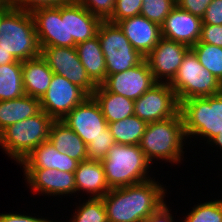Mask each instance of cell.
<instances>
[{"label":"cell","instance_id":"cell-37","mask_svg":"<svg viewBox=\"0 0 222 222\" xmlns=\"http://www.w3.org/2000/svg\"><path fill=\"white\" fill-rule=\"evenodd\" d=\"M74 0H11L13 8L32 13L39 8L59 7Z\"/></svg>","mask_w":222,"mask_h":222},{"label":"cell","instance_id":"cell-43","mask_svg":"<svg viewBox=\"0 0 222 222\" xmlns=\"http://www.w3.org/2000/svg\"><path fill=\"white\" fill-rule=\"evenodd\" d=\"M17 60L7 51L0 48V66L8 63L16 62Z\"/></svg>","mask_w":222,"mask_h":222},{"label":"cell","instance_id":"cell-27","mask_svg":"<svg viewBox=\"0 0 222 222\" xmlns=\"http://www.w3.org/2000/svg\"><path fill=\"white\" fill-rule=\"evenodd\" d=\"M147 122L138 116H129L123 120L108 123V127L116 144L139 145Z\"/></svg>","mask_w":222,"mask_h":222},{"label":"cell","instance_id":"cell-32","mask_svg":"<svg viewBox=\"0 0 222 222\" xmlns=\"http://www.w3.org/2000/svg\"><path fill=\"white\" fill-rule=\"evenodd\" d=\"M198 203L181 222H222V199Z\"/></svg>","mask_w":222,"mask_h":222},{"label":"cell","instance_id":"cell-6","mask_svg":"<svg viewBox=\"0 0 222 222\" xmlns=\"http://www.w3.org/2000/svg\"><path fill=\"white\" fill-rule=\"evenodd\" d=\"M179 111L186 138L203 137L208 143L222 131V92L185 100L180 104Z\"/></svg>","mask_w":222,"mask_h":222},{"label":"cell","instance_id":"cell-11","mask_svg":"<svg viewBox=\"0 0 222 222\" xmlns=\"http://www.w3.org/2000/svg\"><path fill=\"white\" fill-rule=\"evenodd\" d=\"M89 95L61 75L53 74L50 86L40 99L41 110L54 120H62Z\"/></svg>","mask_w":222,"mask_h":222},{"label":"cell","instance_id":"cell-9","mask_svg":"<svg viewBox=\"0 0 222 222\" xmlns=\"http://www.w3.org/2000/svg\"><path fill=\"white\" fill-rule=\"evenodd\" d=\"M62 121L68 125L86 145L99 136H112L108 122L93 96L70 111Z\"/></svg>","mask_w":222,"mask_h":222},{"label":"cell","instance_id":"cell-36","mask_svg":"<svg viewBox=\"0 0 222 222\" xmlns=\"http://www.w3.org/2000/svg\"><path fill=\"white\" fill-rule=\"evenodd\" d=\"M114 144L113 136H99L87 145L88 159L102 161Z\"/></svg>","mask_w":222,"mask_h":222},{"label":"cell","instance_id":"cell-8","mask_svg":"<svg viewBox=\"0 0 222 222\" xmlns=\"http://www.w3.org/2000/svg\"><path fill=\"white\" fill-rule=\"evenodd\" d=\"M40 55L54 74L63 76L92 96L97 85L88 76L75 47H42Z\"/></svg>","mask_w":222,"mask_h":222},{"label":"cell","instance_id":"cell-24","mask_svg":"<svg viewBox=\"0 0 222 222\" xmlns=\"http://www.w3.org/2000/svg\"><path fill=\"white\" fill-rule=\"evenodd\" d=\"M92 96L99 104L108 123L120 121L134 115V101L122 95L108 92L102 85H97Z\"/></svg>","mask_w":222,"mask_h":222},{"label":"cell","instance_id":"cell-42","mask_svg":"<svg viewBox=\"0 0 222 222\" xmlns=\"http://www.w3.org/2000/svg\"><path fill=\"white\" fill-rule=\"evenodd\" d=\"M171 209L164 203L157 211L150 215L143 222H175L174 216L171 214Z\"/></svg>","mask_w":222,"mask_h":222},{"label":"cell","instance_id":"cell-20","mask_svg":"<svg viewBox=\"0 0 222 222\" xmlns=\"http://www.w3.org/2000/svg\"><path fill=\"white\" fill-rule=\"evenodd\" d=\"M101 21L77 1L67 3L68 40L78 44L93 38L97 35Z\"/></svg>","mask_w":222,"mask_h":222},{"label":"cell","instance_id":"cell-44","mask_svg":"<svg viewBox=\"0 0 222 222\" xmlns=\"http://www.w3.org/2000/svg\"><path fill=\"white\" fill-rule=\"evenodd\" d=\"M207 144L211 145V147L216 146L218 149L222 150V131L217 136L212 138Z\"/></svg>","mask_w":222,"mask_h":222},{"label":"cell","instance_id":"cell-3","mask_svg":"<svg viewBox=\"0 0 222 222\" xmlns=\"http://www.w3.org/2000/svg\"><path fill=\"white\" fill-rule=\"evenodd\" d=\"M101 163L110 189L151 179L148 173L152 164L146 159L139 145L115 143Z\"/></svg>","mask_w":222,"mask_h":222},{"label":"cell","instance_id":"cell-40","mask_svg":"<svg viewBox=\"0 0 222 222\" xmlns=\"http://www.w3.org/2000/svg\"><path fill=\"white\" fill-rule=\"evenodd\" d=\"M202 24L222 25V0H213L207 7Z\"/></svg>","mask_w":222,"mask_h":222},{"label":"cell","instance_id":"cell-39","mask_svg":"<svg viewBox=\"0 0 222 222\" xmlns=\"http://www.w3.org/2000/svg\"><path fill=\"white\" fill-rule=\"evenodd\" d=\"M212 1L213 0H176V5L202 19L207 7Z\"/></svg>","mask_w":222,"mask_h":222},{"label":"cell","instance_id":"cell-21","mask_svg":"<svg viewBox=\"0 0 222 222\" xmlns=\"http://www.w3.org/2000/svg\"><path fill=\"white\" fill-rule=\"evenodd\" d=\"M53 72L40 56L22 61V77L25 95L41 99L50 86Z\"/></svg>","mask_w":222,"mask_h":222},{"label":"cell","instance_id":"cell-5","mask_svg":"<svg viewBox=\"0 0 222 222\" xmlns=\"http://www.w3.org/2000/svg\"><path fill=\"white\" fill-rule=\"evenodd\" d=\"M0 48L19 61L40 56L41 48L31 13L12 8L3 17L0 23Z\"/></svg>","mask_w":222,"mask_h":222},{"label":"cell","instance_id":"cell-30","mask_svg":"<svg viewBox=\"0 0 222 222\" xmlns=\"http://www.w3.org/2000/svg\"><path fill=\"white\" fill-rule=\"evenodd\" d=\"M107 76L124 72L142 63L145 57L139 51L103 52Z\"/></svg>","mask_w":222,"mask_h":222},{"label":"cell","instance_id":"cell-29","mask_svg":"<svg viewBox=\"0 0 222 222\" xmlns=\"http://www.w3.org/2000/svg\"><path fill=\"white\" fill-rule=\"evenodd\" d=\"M200 64L222 83V47L197 42L191 47Z\"/></svg>","mask_w":222,"mask_h":222},{"label":"cell","instance_id":"cell-23","mask_svg":"<svg viewBox=\"0 0 222 222\" xmlns=\"http://www.w3.org/2000/svg\"><path fill=\"white\" fill-rule=\"evenodd\" d=\"M78 57L90 79L101 85L107 78L105 57L100 46L98 35L76 46Z\"/></svg>","mask_w":222,"mask_h":222},{"label":"cell","instance_id":"cell-31","mask_svg":"<svg viewBox=\"0 0 222 222\" xmlns=\"http://www.w3.org/2000/svg\"><path fill=\"white\" fill-rule=\"evenodd\" d=\"M70 222H108L102 198H89L75 207Z\"/></svg>","mask_w":222,"mask_h":222},{"label":"cell","instance_id":"cell-34","mask_svg":"<svg viewBox=\"0 0 222 222\" xmlns=\"http://www.w3.org/2000/svg\"><path fill=\"white\" fill-rule=\"evenodd\" d=\"M142 0H116L112 16L108 21L117 23L123 19L140 15Z\"/></svg>","mask_w":222,"mask_h":222},{"label":"cell","instance_id":"cell-17","mask_svg":"<svg viewBox=\"0 0 222 222\" xmlns=\"http://www.w3.org/2000/svg\"><path fill=\"white\" fill-rule=\"evenodd\" d=\"M131 45L146 57L161 38L160 25L142 15L117 22Z\"/></svg>","mask_w":222,"mask_h":222},{"label":"cell","instance_id":"cell-46","mask_svg":"<svg viewBox=\"0 0 222 222\" xmlns=\"http://www.w3.org/2000/svg\"><path fill=\"white\" fill-rule=\"evenodd\" d=\"M11 0H0V6L7 5Z\"/></svg>","mask_w":222,"mask_h":222},{"label":"cell","instance_id":"cell-4","mask_svg":"<svg viewBox=\"0 0 222 222\" xmlns=\"http://www.w3.org/2000/svg\"><path fill=\"white\" fill-rule=\"evenodd\" d=\"M54 122L43 110L10 125L0 133V148L20 164L37 146L49 140Z\"/></svg>","mask_w":222,"mask_h":222},{"label":"cell","instance_id":"cell-16","mask_svg":"<svg viewBox=\"0 0 222 222\" xmlns=\"http://www.w3.org/2000/svg\"><path fill=\"white\" fill-rule=\"evenodd\" d=\"M202 19L177 5L161 24V37L194 46L201 36Z\"/></svg>","mask_w":222,"mask_h":222},{"label":"cell","instance_id":"cell-22","mask_svg":"<svg viewBox=\"0 0 222 222\" xmlns=\"http://www.w3.org/2000/svg\"><path fill=\"white\" fill-rule=\"evenodd\" d=\"M49 142L60 152L78 162L88 159L87 145L62 120H54L49 135Z\"/></svg>","mask_w":222,"mask_h":222},{"label":"cell","instance_id":"cell-33","mask_svg":"<svg viewBox=\"0 0 222 222\" xmlns=\"http://www.w3.org/2000/svg\"><path fill=\"white\" fill-rule=\"evenodd\" d=\"M176 6V0H142L140 15L161 26Z\"/></svg>","mask_w":222,"mask_h":222},{"label":"cell","instance_id":"cell-26","mask_svg":"<svg viewBox=\"0 0 222 222\" xmlns=\"http://www.w3.org/2000/svg\"><path fill=\"white\" fill-rule=\"evenodd\" d=\"M25 95L22 61L0 66V101L17 99Z\"/></svg>","mask_w":222,"mask_h":222},{"label":"cell","instance_id":"cell-2","mask_svg":"<svg viewBox=\"0 0 222 222\" xmlns=\"http://www.w3.org/2000/svg\"><path fill=\"white\" fill-rule=\"evenodd\" d=\"M185 141L187 138L179 111L174 117L148 123L139 146L150 163L161 160L178 165L184 161Z\"/></svg>","mask_w":222,"mask_h":222},{"label":"cell","instance_id":"cell-15","mask_svg":"<svg viewBox=\"0 0 222 222\" xmlns=\"http://www.w3.org/2000/svg\"><path fill=\"white\" fill-rule=\"evenodd\" d=\"M24 180L31 193L50 196H65L76 193L74 172L59 171L45 168H22Z\"/></svg>","mask_w":222,"mask_h":222},{"label":"cell","instance_id":"cell-10","mask_svg":"<svg viewBox=\"0 0 222 222\" xmlns=\"http://www.w3.org/2000/svg\"><path fill=\"white\" fill-rule=\"evenodd\" d=\"M37 38L42 47H75L74 40H68L67 4L59 7L39 8L32 13Z\"/></svg>","mask_w":222,"mask_h":222},{"label":"cell","instance_id":"cell-18","mask_svg":"<svg viewBox=\"0 0 222 222\" xmlns=\"http://www.w3.org/2000/svg\"><path fill=\"white\" fill-rule=\"evenodd\" d=\"M75 174L76 193L89 194L87 198H102L110 188L106 182L101 161L86 159L79 162Z\"/></svg>","mask_w":222,"mask_h":222},{"label":"cell","instance_id":"cell-7","mask_svg":"<svg viewBox=\"0 0 222 222\" xmlns=\"http://www.w3.org/2000/svg\"><path fill=\"white\" fill-rule=\"evenodd\" d=\"M169 84L179 105L190 98L213 96L222 92V83L200 64L192 49L186 53L176 76Z\"/></svg>","mask_w":222,"mask_h":222},{"label":"cell","instance_id":"cell-45","mask_svg":"<svg viewBox=\"0 0 222 222\" xmlns=\"http://www.w3.org/2000/svg\"><path fill=\"white\" fill-rule=\"evenodd\" d=\"M13 8L12 2L10 1L7 5L5 6H0V23L3 19V17Z\"/></svg>","mask_w":222,"mask_h":222},{"label":"cell","instance_id":"cell-14","mask_svg":"<svg viewBox=\"0 0 222 222\" xmlns=\"http://www.w3.org/2000/svg\"><path fill=\"white\" fill-rule=\"evenodd\" d=\"M156 83L148 63L144 60L124 72L108 75L101 85L108 92L135 101Z\"/></svg>","mask_w":222,"mask_h":222},{"label":"cell","instance_id":"cell-19","mask_svg":"<svg viewBox=\"0 0 222 222\" xmlns=\"http://www.w3.org/2000/svg\"><path fill=\"white\" fill-rule=\"evenodd\" d=\"M78 164L77 160L58 151L51 142L46 141L37 146L19 165L23 168H50L75 172Z\"/></svg>","mask_w":222,"mask_h":222},{"label":"cell","instance_id":"cell-25","mask_svg":"<svg viewBox=\"0 0 222 222\" xmlns=\"http://www.w3.org/2000/svg\"><path fill=\"white\" fill-rule=\"evenodd\" d=\"M40 111V100L29 95L0 101V133L10 125L32 117Z\"/></svg>","mask_w":222,"mask_h":222},{"label":"cell","instance_id":"cell-41","mask_svg":"<svg viewBox=\"0 0 222 222\" xmlns=\"http://www.w3.org/2000/svg\"><path fill=\"white\" fill-rule=\"evenodd\" d=\"M0 222H55L52 220H48L47 218H40L36 216H30V214H17V213H0Z\"/></svg>","mask_w":222,"mask_h":222},{"label":"cell","instance_id":"cell-12","mask_svg":"<svg viewBox=\"0 0 222 222\" xmlns=\"http://www.w3.org/2000/svg\"><path fill=\"white\" fill-rule=\"evenodd\" d=\"M180 110L169 83L157 82L134 101V115L147 123L174 117Z\"/></svg>","mask_w":222,"mask_h":222},{"label":"cell","instance_id":"cell-13","mask_svg":"<svg viewBox=\"0 0 222 222\" xmlns=\"http://www.w3.org/2000/svg\"><path fill=\"white\" fill-rule=\"evenodd\" d=\"M191 47L181 42L161 37L154 49L145 57L154 80L170 83Z\"/></svg>","mask_w":222,"mask_h":222},{"label":"cell","instance_id":"cell-28","mask_svg":"<svg viewBox=\"0 0 222 222\" xmlns=\"http://www.w3.org/2000/svg\"><path fill=\"white\" fill-rule=\"evenodd\" d=\"M97 35L102 52L137 51L117 23L102 20Z\"/></svg>","mask_w":222,"mask_h":222},{"label":"cell","instance_id":"cell-38","mask_svg":"<svg viewBox=\"0 0 222 222\" xmlns=\"http://www.w3.org/2000/svg\"><path fill=\"white\" fill-rule=\"evenodd\" d=\"M198 42L222 47V25L202 24L201 36Z\"/></svg>","mask_w":222,"mask_h":222},{"label":"cell","instance_id":"cell-1","mask_svg":"<svg viewBox=\"0 0 222 222\" xmlns=\"http://www.w3.org/2000/svg\"><path fill=\"white\" fill-rule=\"evenodd\" d=\"M167 188L153 179L112 188L102 200L108 222H143L164 203Z\"/></svg>","mask_w":222,"mask_h":222},{"label":"cell","instance_id":"cell-35","mask_svg":"<svg viewBox=\"0 0 222 222\" xmlns=\"http://www.w3.org/2000/svg\"><path fill=\"white\" fill-rule=\"evenodd\" d=\"M101 20H108L114 11L116 0H75Z\"/></svg>","mask_w":222,"mask_h":222}]
</instances>
